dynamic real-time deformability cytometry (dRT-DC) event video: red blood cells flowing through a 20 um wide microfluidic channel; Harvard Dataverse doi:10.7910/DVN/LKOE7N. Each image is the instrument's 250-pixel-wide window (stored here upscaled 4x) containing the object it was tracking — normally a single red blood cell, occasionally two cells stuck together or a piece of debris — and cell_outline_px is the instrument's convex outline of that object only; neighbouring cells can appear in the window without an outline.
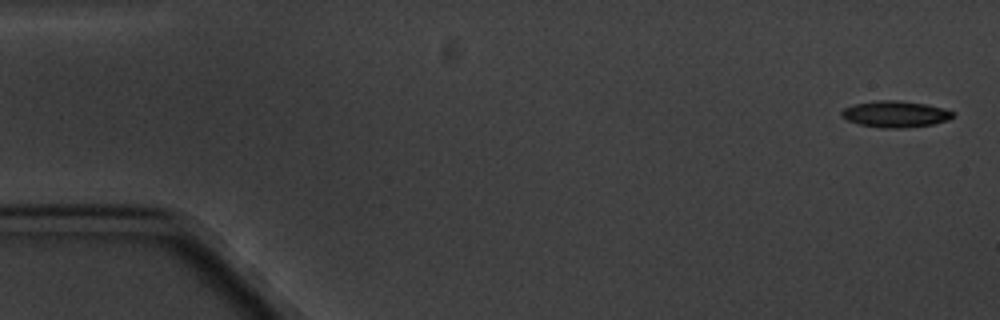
{"species": "common noctule bat (a hibernating species)", "species_latin": "Nyctalus noctula", "temperature_condition": "cold", "stored_images_in_passage": 6, "camera_frame_rate_fps": 3000, "um_per_image_px": 0.085, "animal": {"sex": "male", "body_mass_g": 20.1, "forearm_length_mm": 53.5}, "frame": {"image": 1, "passage_image": 1, "time_ms": 0.0, "image_size_px": [1000, 320], "cell_outline_px": [[956, 112], [948, 120], [932, 124], [904, 128], [880, 128], [860, 124], [848, 120], [840, 116], [840, 112], [844, 108], [856, 104], [880, 100], [896, 100], [924, 104]], "centroid_in_image_um": [76.08, 9.71], "position_along_channel_um": 8.9, "area_um2": 16.88}}
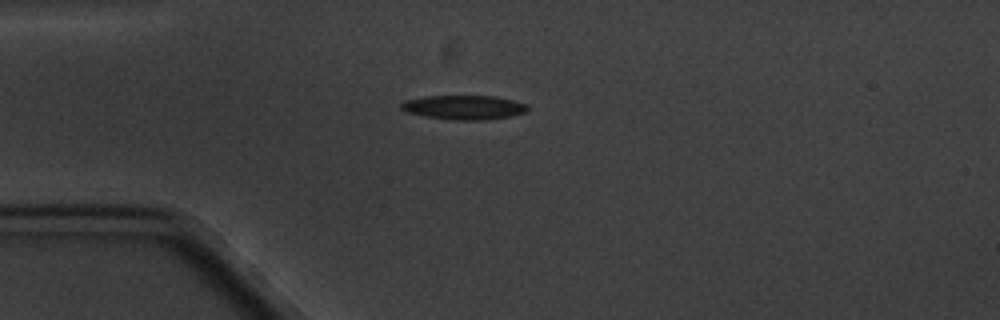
{"frame": {"image": 2, "passage_image": 5, "time_ms": 4.333, "image_size_px": [1000, 320], "cell_outline_px": [[528, 108], [524, 112], [512, 116], [488, 120], [452, 120], [424, 116], [408, 112], [400, 108], [400, 104], [404, 100], [424, 96], [496, 96], [528, 104]], "centroid_in_image_um": [39.43, 9.13], "position_along_channel_um": 45.6, "area_um2": 17.98}}